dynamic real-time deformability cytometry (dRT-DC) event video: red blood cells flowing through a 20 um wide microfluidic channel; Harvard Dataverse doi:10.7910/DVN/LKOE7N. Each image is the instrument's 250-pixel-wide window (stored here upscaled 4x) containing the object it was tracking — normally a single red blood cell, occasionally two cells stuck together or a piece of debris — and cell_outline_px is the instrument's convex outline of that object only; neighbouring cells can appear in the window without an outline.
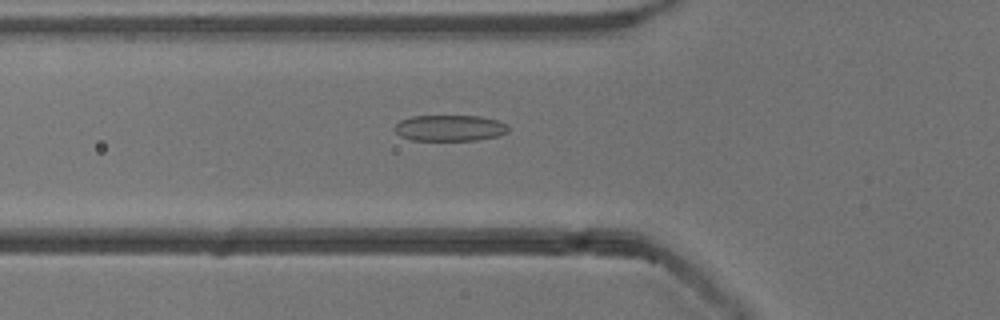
{"species": "common noctule bat (a hibernating species)", "species_latin": "Nyctalus noctula", "temperature_condition": "cold", "stored_images_in_passage": 36, "camera_frame_rate_fps": 3000, "um_per_image_px": 0.085, "animal": {"sex": "male", "body_mass_g": 13.3}, "frame": {"image": 1, "passage_image": 8, "time_ms": 2.333, "image_size_px": [1000, 320], "cell_outline_px": [[508, 132], [500, 136], [476, 140], [412, 140], [400, 136], [392, 128], [400, 120], [412, 116], [480, 116], [500, 120], [508, 124]], "centroid_in_image_um": [38.26, 10.88], "position_along_channel_um": 87.5, "area_um2": 17.51}}
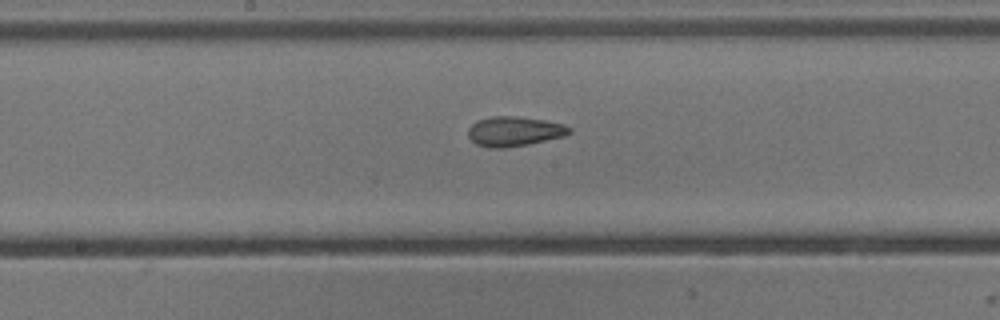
{"frame": {"image": 2, "passage_image": 17, "time_ms": 5.333, "image_size_px": [1000, 320], "cell_outline_px": [[572, 132], [564, 136], [528, 144], [504, 148], [488, 148], [476, 144], [468, 136], [468, 128], [476, 120], [492, 116], [516, 116], [544, 120], [564, 124], [572, 128]], "centroid_in_image_um": [43.7, 11.16], "position_along_channel_um": 204.5, "area_um2": 17.63}}
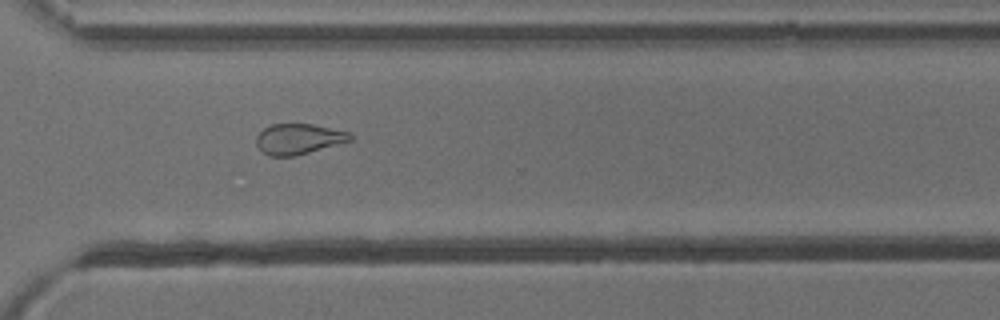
{"frame": {"image": 3, "passage_image": 28, "time_ms": 9.0, "image_size_px": [1000, 320], "cell_outline_px": [[352, 140], [296, 156], [268, 156], [256, 144], [256, 136], [264, 128], [272, 124], [312, 124], [348, 132], [352, 136]], "centroid_in_image_um": [25.36, 11.81], "position_along_channel_um": 345.2, "area_um2": 16.53}, "authors_computed_cell_mechanics": {"area_um2": 16.9065, "velocity_mm_per_s": 3.857, "shape_relaxation_time_tau1_ms": 7.2829, "shape_relaxation_time_tau2_ms": 2.4676, "deformation_change_tau1": 0.1654, "deformation_change_tau2": 0.0991}}